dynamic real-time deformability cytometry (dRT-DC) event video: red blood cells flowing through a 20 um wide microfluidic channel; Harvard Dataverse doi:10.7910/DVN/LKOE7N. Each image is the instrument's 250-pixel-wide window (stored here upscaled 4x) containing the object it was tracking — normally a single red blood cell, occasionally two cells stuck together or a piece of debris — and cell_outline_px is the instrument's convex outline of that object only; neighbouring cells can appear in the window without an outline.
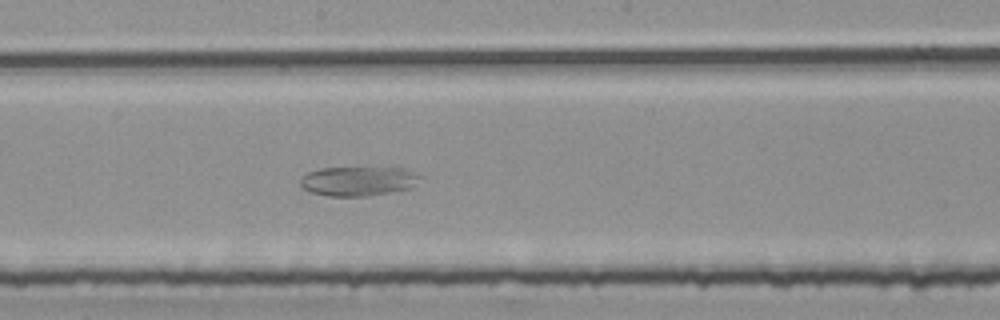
{"species": "common noctule bat (a hibernating species)", "species_latin": "Nyctalus noctula", "temperature_condition": "room temperature", "stored_images_in_passage": 53, "camera_frame_rate_fps": 3000, "um_per_image_px": 0.085, "animal": {"sex": "female", "body_mass_g": 25.1}, "frame": {"image": 1, "passage_image": 29, "time_ms": 9.333, "image_size_px": [1000, 320], "cell_outline_px": [[420, 176], [412, 188], [392, 192], [364, 196], [328, 196], [312, 192], [300, 188], [300, 176], [308, 172], [320, 168], [400, 168], [416, 172]], "centroid_in_image_um": [30.4, 15.4], "position_along_channel_um": 217.8, "area_um2": 20.52}}
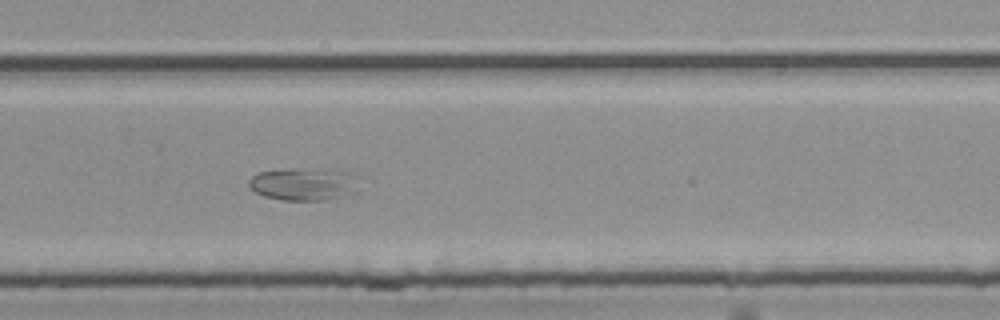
{"frame": {"image": 2, "passage_image": 36, "time_ms": 11.667, "image_size_px": [1000, 320], "cell_outline_px": [[356, 192], [328, 200], [280, 200], [264, 196], [256, 192], [248, 184], [248, 180], [252, 176], [260, 172], [288, 168], [332, 168], [344, 172]], "centroid_in_image_um": [25.67, 15.64], "position_along_channel_um": 304.1, "area_um2": 20.46}}
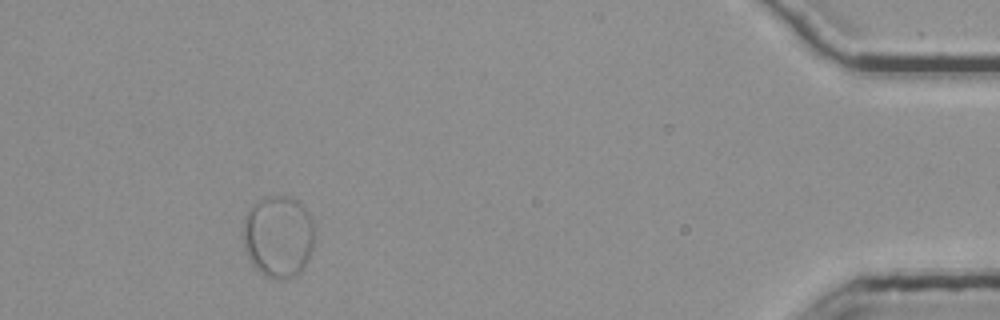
{"frame": {"image": 3, "passage_image": 50, "time_ms": 16.333, "image_size_px": [1000, 320], "cell_outline_px": [[312, 248], [308, 260], [304, 268], [300, 272], [292, 276], [276, 280], [264, 276], [248, 260], [244, 252], [244, 216], [252, 204], [268, 196], [288, 196], [296, 200], [312, 216]], "centroid_in_image_um": [23.63, 20.11], "position_along_channel_um": 411.6, "area_um2": 34.16}}